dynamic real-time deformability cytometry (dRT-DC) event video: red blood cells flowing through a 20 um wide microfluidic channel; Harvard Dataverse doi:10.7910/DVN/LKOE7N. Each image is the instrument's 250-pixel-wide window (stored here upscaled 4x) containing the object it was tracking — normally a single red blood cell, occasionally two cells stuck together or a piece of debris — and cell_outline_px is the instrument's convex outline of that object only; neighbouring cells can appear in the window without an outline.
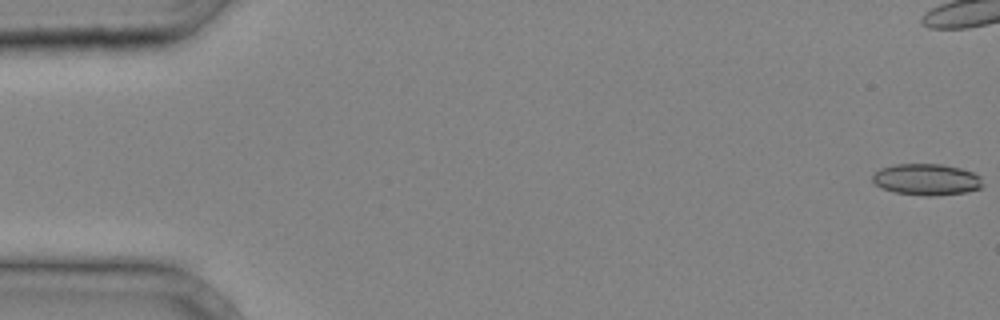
{"species": "common noctule bat (a hibernating species)", "species_latin": "Nyctalus noctula", "temperature_condition": "cold", "stored_images_in_passage": 12, "camera_frame_rate_fps": 3000, "um_per_image_px": 0.085, "animal": {"sex": "male", "body_mass_g": 20.4}, "frame": {"image": 1, "passage_image": 1, "time_ms": 0.0, "image_size_px": [1000, 320], "cell_outline_px": [[980, 188], [964, 192], [928, 196], [924, 196], [896, 192], [884, 188], [876, 184], [872, 180], [872, 176], [880, 168], [896, 164], [940, 164], [960, 168], [972, 172], [980, 176]], "centroid_in_image_um": [78.73, 15.24], "position_along_channel_um": 6.3, "area_um2": 19.77}}